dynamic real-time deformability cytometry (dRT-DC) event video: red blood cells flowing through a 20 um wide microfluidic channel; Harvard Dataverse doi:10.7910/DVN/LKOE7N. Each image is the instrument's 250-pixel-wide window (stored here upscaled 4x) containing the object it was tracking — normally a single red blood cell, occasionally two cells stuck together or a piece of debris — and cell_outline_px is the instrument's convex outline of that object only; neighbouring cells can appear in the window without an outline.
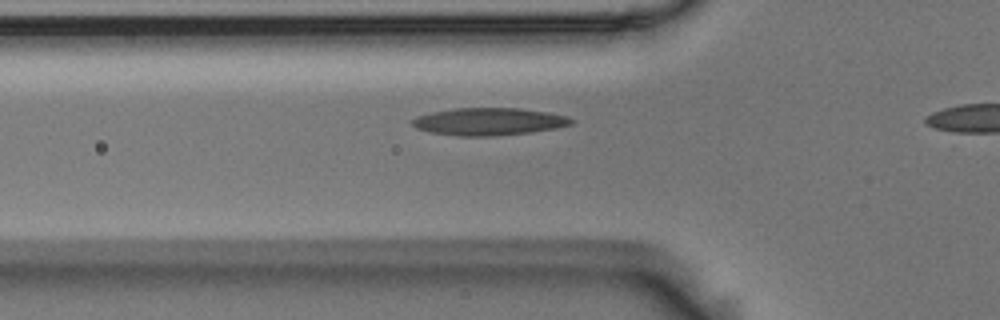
{"species": "Egyptian fruit bat (a non-hibernating species)", "species_latin": "Rousettus aegyptiacus", "temperature_condition": "room temperature", "stored_images_in_passage": 12, "camera_frame_rate_fps": 3000, "um_per_image_px": 0.085, "animal": {"sex": "male"}, "frame": {"image": 1, "passage_image": 10, "time_ms": 3.0, "image_size_px": [1000, 320], "cell_outline_px": [[576, 120], [572, 124], [556, 128], [528, 132], [492, 136], [460, 136], [432, 132], [416, 128], [412, 124], [412, 120], [416, 116], [432, 112], [456, 108], [520, 108], [548, 112], [568, 116]], "centroid_in_image_um": [41.59, 10.32], "position_along_channel_um": 84.2, "area_um2": 25.32}}